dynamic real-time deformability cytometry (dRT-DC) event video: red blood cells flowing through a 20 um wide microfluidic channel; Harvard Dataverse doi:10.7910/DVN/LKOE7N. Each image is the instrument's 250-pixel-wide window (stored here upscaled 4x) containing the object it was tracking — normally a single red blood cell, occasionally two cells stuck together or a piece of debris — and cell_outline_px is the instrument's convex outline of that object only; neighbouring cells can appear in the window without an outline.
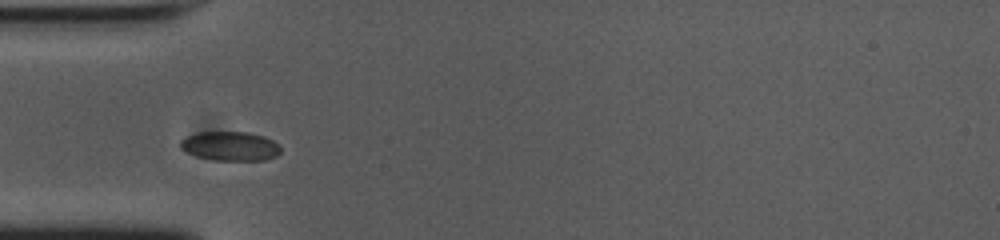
{"species": "common noctule bat (a hibernating species)", "species_latin": "Nyctalus noctula", "temperature_condition": "cold", "stored_images_in_passage": 7, "camera_frame_rate_fps": 3000, "um_per_image_px": 0.085, "animal": {"sex": "female", "body_mass_g": 23.0, "forearm_length_mm": 53.4}, "frame": {"image": 1, "passage_image": 4, "time_ms": 1.0, "image_size_px": [1000, 240], "cell_outline_px": [[280, 152], [276, 156], [264, 160], [216, 160], [196, 156], [180, 148], [180, 140], [184, 136], [196, 132], [248, 132], [264, 136], [280, 144]], "centroid_in_image_um": [19.56, 12.41], "position_along_channel_um": 65.4, "area_um2": 17.17}}